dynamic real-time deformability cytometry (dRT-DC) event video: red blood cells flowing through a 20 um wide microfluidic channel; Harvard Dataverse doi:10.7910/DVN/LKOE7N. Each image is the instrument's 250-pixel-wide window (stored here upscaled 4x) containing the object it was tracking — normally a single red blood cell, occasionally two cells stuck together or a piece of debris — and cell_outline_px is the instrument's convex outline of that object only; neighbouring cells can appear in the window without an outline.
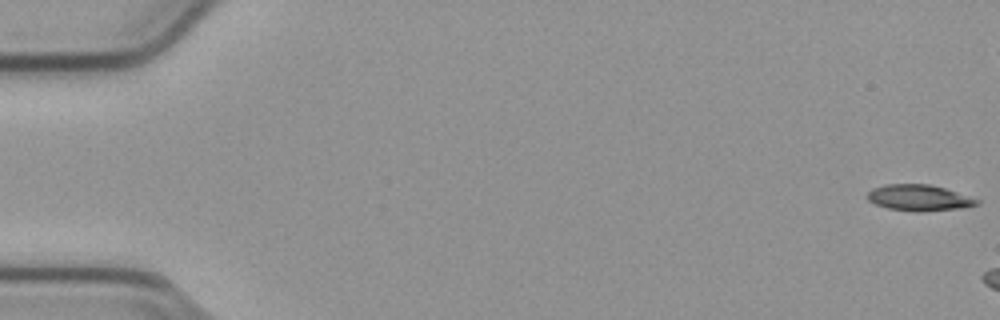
{"species": "common noctule bat (a hibernating species)", "species_latin": "Nyctalus noctula", "temperature_condition": "cold", "stored_images_in_passage": 7, "camera_frame_rate_fps": 3000, "um_per_image_px": 0.085, "animal": {"sex": "male", "body_mass_g": 23.1, "forearm_length_mm": 52.7}, "frame": {"image": 1, "passage_image": 1, "time_ms": 0.0, "image_size_px": [1000, 320], "cell_outline_px": [[980, 204], [964, 208], [920, 212], [912, 212], [888, 208], [876, 204], [868, 200], [868, 192], [872, 188], [884, 184], [932, 184], [980, 200]], "centroid_in_image_um": [78.13, 16.82], "position_along_channel_um": 6.9, "area_um2": 16.76}}